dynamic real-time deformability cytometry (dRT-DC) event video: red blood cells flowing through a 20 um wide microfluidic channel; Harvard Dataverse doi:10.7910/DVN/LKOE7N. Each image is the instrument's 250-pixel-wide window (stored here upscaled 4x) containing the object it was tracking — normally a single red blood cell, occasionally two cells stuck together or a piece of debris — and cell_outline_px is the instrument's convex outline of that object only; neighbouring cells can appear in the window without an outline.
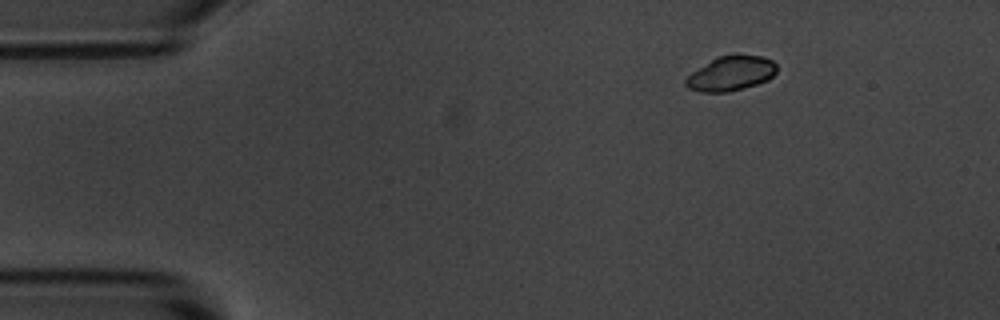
{"species": "common noctule bat (a hibernating species)", "species_latin": "Nyctalus noctula", "temperature_condition": "room temperature", "stored_images_in_passage": 5, "camera_frame_rate_fps": 3000, "um_per_image_px": 0.085, "animal": {"sex": "male", "body_mass_g": 20.1, "forearm_length_mm": 53.5}, "frame": {"image": 1, "passage_image": 5, "time_ms": 5.667, "image_size_px": [1000, 320], "cell_outline_px": [[776, 72], [768, 80], [756, 84], [728, 92], [700, 92], [688, 88], [684, 84], [684, 80], [692, 72], [716, 56], [732, 52], [736, 52], [760, 56], [772, 60], [776, 64]], "centroid_in_image_um": [62.11, 6.2], "position_along_channel_um": 22.9, "area_um2": 18.79}}